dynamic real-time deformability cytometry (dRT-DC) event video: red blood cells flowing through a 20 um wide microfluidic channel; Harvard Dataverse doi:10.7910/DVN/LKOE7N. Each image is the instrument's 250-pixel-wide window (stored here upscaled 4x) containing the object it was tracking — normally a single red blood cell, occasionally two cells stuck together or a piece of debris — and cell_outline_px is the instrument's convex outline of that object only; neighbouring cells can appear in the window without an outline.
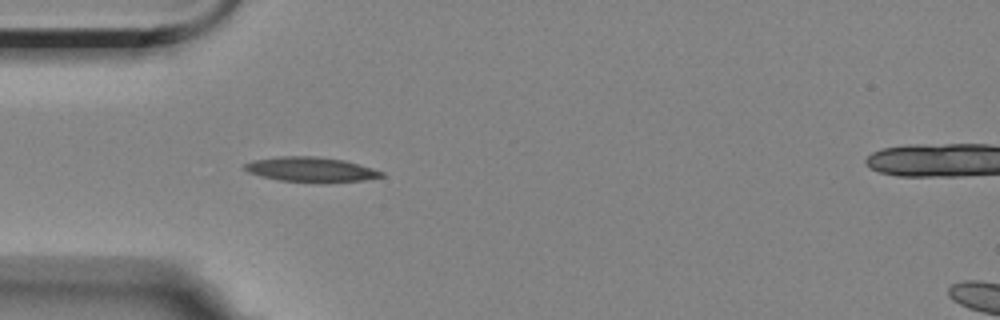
{"species": "Egyptian fruit bat (a non-hibernating species)", "species_latin": "Rousettus aegyptiacus", "temperature_condition": "room temperature", "stored_images_in_passage": 25, "camera_frame_rate_fps": 3000, "um_per_image_px": 0.085, "animal": {"sex": "female"}, "frame": {"image": 1, "passage_image": 1, "time_ms": 0.0, "image_size_px": [1000, 320], "cell_outline_px": [[384, 176], [364, 180], [280, 180], [260, 176], [248, 172], [244, 168], [244, 164], [252, 160], [280, 156], [316, 156], [344, 160], [372, 168], [384, 172]], "centroid_in_image_um": [26.37, 14.36], "position_along_channel_um": 58.6, "area_um2": 18.9}}
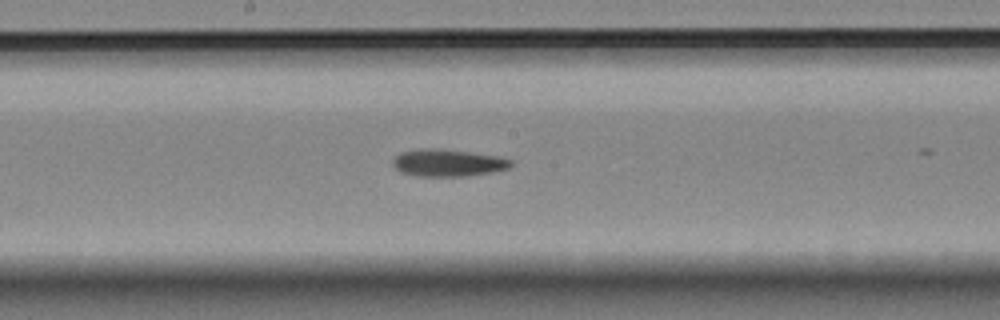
{"frame": {"image": 2, "passage_image": 14, "time_ms": 4.333, "image_size_px": [1000, 320], "cell_outline_px": [[512, 164], [508, 168], [492, 172], [468, 176], [416, 176], [400, 172], [392, 164], [392, 160], [400, 152], [420, 148], [440, 148], [496, 156], [512, 160]], "centroid_in_image_um": [38.02, 13.84], "position_along_channel_um": 210.2, "area_um2": 18.73}}
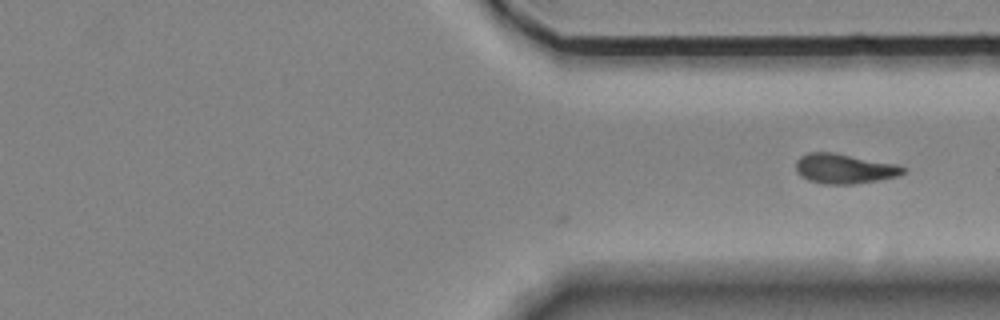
{"frame": {"image": 3, "passage_image": 25, "time_ms": 8.0, "image_size_px": [1000, 320], "cell_outline_px": [[904, 172], [896, 176], [876, 180], [852, 184], [824, 184], [808, 180], [800, 176], [796, 172], [796, 160], [800, 156], [808, 152], [832, 152], [900, 164], [904, 168]], "centroid_in_image_um": [71.73, 14.32], "position_along_channel_um": 339.7, "area_um2": 18.67}}